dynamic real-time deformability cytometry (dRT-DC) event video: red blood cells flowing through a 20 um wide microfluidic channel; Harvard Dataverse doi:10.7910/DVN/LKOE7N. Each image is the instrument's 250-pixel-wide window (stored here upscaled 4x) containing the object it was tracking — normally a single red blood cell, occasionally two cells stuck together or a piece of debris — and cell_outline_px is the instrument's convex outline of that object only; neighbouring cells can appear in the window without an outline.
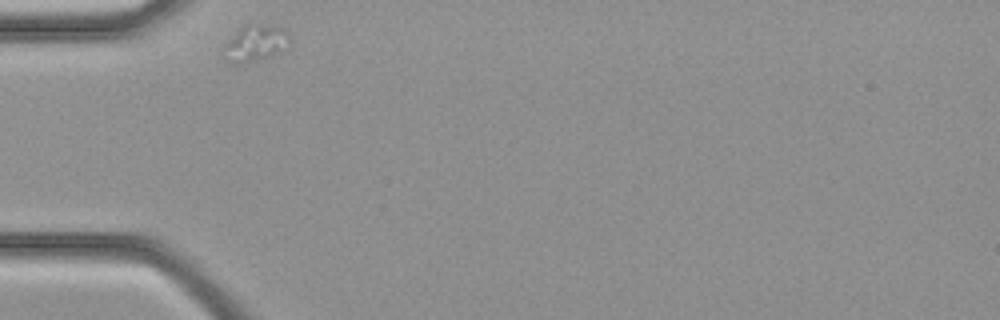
{"species": "common noctule bat (a hibernating species)", "species_latin": "Nyctalus noctula", "temperature_condition": "cold", "stored_images_in_passage": 5, "camera_frame_rate_fps": 3000, "um_per_image_px": 0.085, "animal": {"sex": "female", "body_mass_g": 21.9}, "frame": {"image": 1, "passage_image": 1, "time_ms": 0.0, "image_size_px": [1000, 320], "cell_outline_px": [[288, 48], [284, 52], [252, 60], [232, 64], [228, 60], [224, 44], [240, 28], [248, 24], [264, 24], [284, 28], [288, 36]], "centroid_in_image_um": [21.76, 3.64], "position_along_channel_um": 63.2, "area_um2": 13.53}}